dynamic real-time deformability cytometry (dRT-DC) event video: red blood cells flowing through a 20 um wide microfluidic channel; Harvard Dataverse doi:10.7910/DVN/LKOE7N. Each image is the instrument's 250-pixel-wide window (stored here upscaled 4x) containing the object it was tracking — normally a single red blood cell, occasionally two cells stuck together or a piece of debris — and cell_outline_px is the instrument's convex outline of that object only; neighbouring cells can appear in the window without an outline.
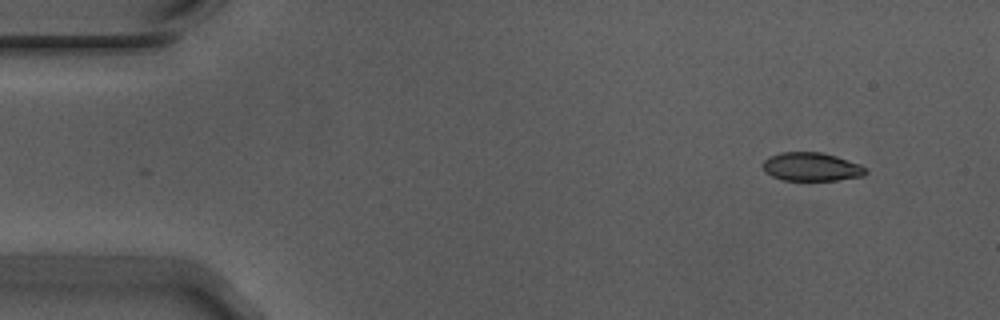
{"species": "Egyptian fruit bat (a non-hibernating species)", "species_latin": "Rousettus aegyptiacus", "temperature_condition": "warm", "stored_images_in_passage": 52, "segment_of_instrument_passage": [1, 2], "camera_frame_rate_fps": 3000, "um_per_image_px": 0.085, "animal": {"sex": "male"}, "frame": {"image": 1, "passage_image": 1, "time_ms": 0.0, "image_size_px": [1000, 320], "cell_outline_px": [[868, 172], [864, 176], [836, 180], [784, 180], [772, 176], [764, 172], [764, 160], [768, 156], [780, 152], [820, 152], [836, 156], [860, 164], [868, 168]], "centroid_in_image_um": [68.99, 14.17], "position_along_channel_um": 16.0, "area_um2": 17.17}}
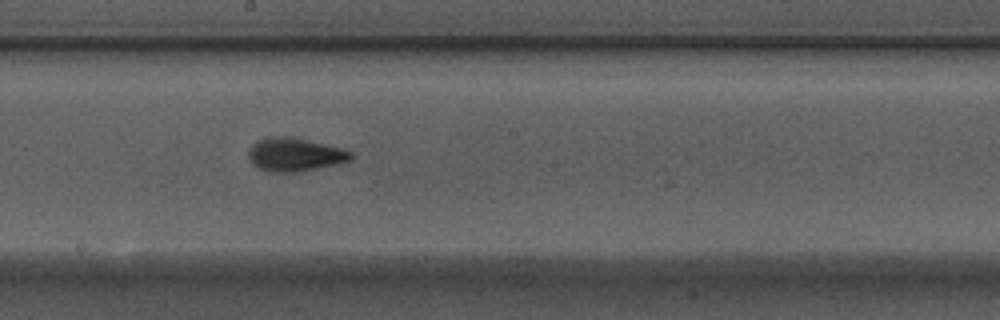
{"frame": {"image": 2, "passage_image": 26, "time_ms": 8.333, "image_size_px": [1000, 320], "cell_outline_px": [[356, 156], [348, 160], [336, 164], [296, 172], [272, 172], [260, 168], [252, 164], [248, 160], [248, 148], [256, 140], [268, 136], [288, 136], [308, 140], [344, 148], [352, 152]], "centroid_in_image_um": [25.03, 13.12], "position_along_channel_um": 223.2, "area_um2": 20.11}}
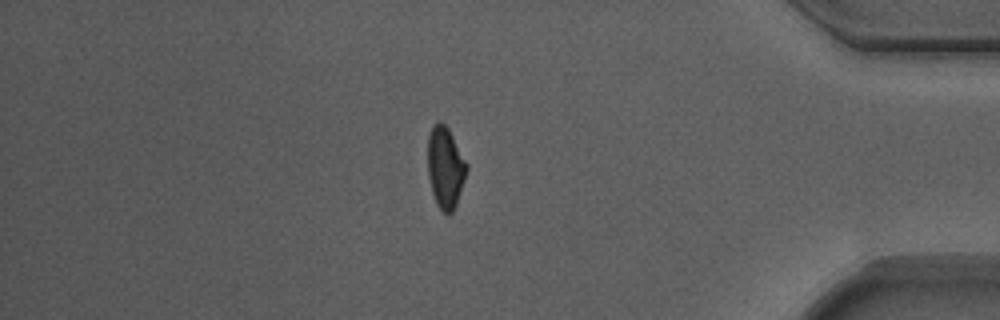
{"frame": {"image": 3, "passage_image": 43, "time_ms": 14.0, "image_size_px": [1000, 320], "cell_outline_px": [[468, 168], [456, 204], [452, 212], [448, 216], [436, 204], [432, 192], [428, 176], [428, 136], [432, 124], [440, 120], [448, 128], [468, 164]], "centroid_in_image_um": [37.84, 14.21], "position_along_channel_um": 397.4, "area_um2": 18.5}}